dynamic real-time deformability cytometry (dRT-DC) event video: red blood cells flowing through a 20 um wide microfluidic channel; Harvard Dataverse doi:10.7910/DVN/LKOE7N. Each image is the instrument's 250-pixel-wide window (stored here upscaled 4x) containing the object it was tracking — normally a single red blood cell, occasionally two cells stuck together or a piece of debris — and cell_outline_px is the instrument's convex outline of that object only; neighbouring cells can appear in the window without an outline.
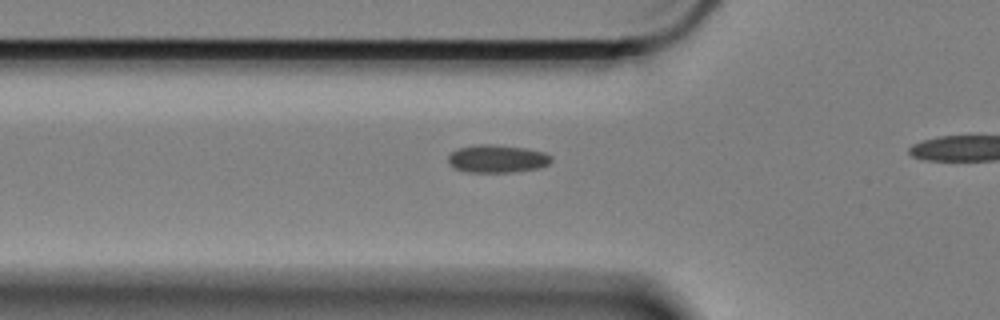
{"species": "Egyptian fruit bat (a non-hibernating species)", "species_latin": "Rousettus aegyptiacus", "temperature_condition": "cold", "stored_images_in_passage": 10, "camera_frame_rate_fps": 3000, "um_per_image_px": 0.085, "animal": {"sex": "female"}, "frame": {"image": 1, "passage_image": 4, "time_ms": 1.0, "image_size_px": [1000, 320], "cell_outline_px": [[552, 160], [548, 164], [540, 168], [516, 172], [464, 172], [452, 168], [448, 164], [448, 156], [456, 148], [476, 144], [492, 144], [528, 148], [544, 152], [552, 156]], "centroid_in_image_um": [42.24, 13.49], "position_along_channel_um": 83.6, "area_um2": 17.17}}
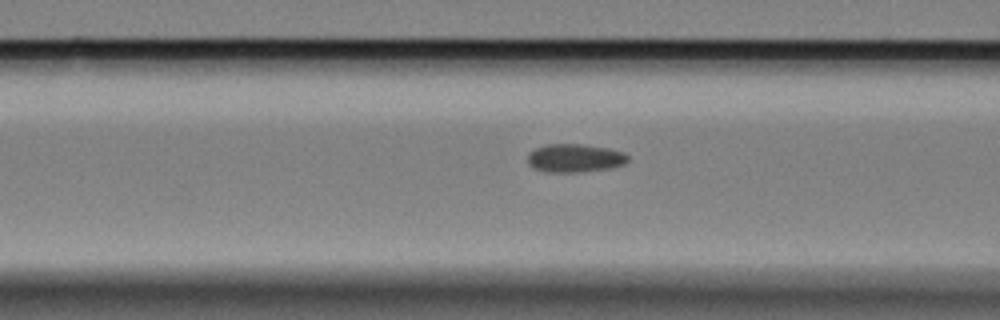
{"frame": {"image": 2, "passage_image": 7, "time_ms": 2.0, "image_size_px": [1000, 320], "cell_outline_px": [[628, 160], [624, 164], [612, 168], [580, 172], [544, 172], [532, 168], [528, 164], [528, 152], [536, 148], [548, 144], [580, 144], [608, 148], [624, 152], [628, 156]], "centroid_in_image_um": [48.84, 13.45], "position_along_channel_um": 117.8, "area_um2": 16.7}}